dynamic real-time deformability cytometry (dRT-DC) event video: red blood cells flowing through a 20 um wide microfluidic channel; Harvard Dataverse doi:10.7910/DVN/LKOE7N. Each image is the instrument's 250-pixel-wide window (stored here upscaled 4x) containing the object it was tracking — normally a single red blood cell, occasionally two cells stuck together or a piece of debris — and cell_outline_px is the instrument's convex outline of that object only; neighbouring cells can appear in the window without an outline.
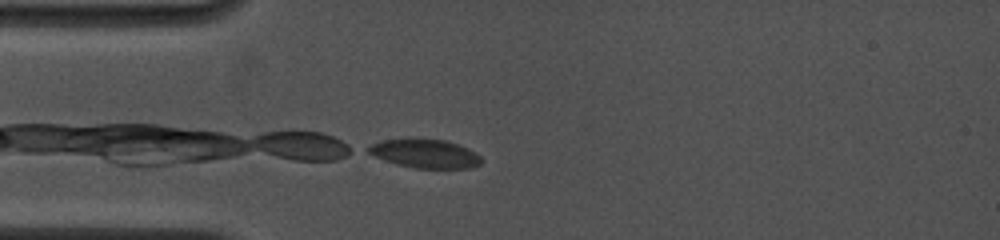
{"species": "common noctule bat (a hibernating species)", "species_latin": "Nyctalus noctula", "temperature_condition": "cold", "stored_images_in_passage": 34, "camera_frame_rate_fps": 4500, "um_per_image_px": 0.085, "animal": {"sex": "female", "body_mass_g": 19.0, "forearm_length_mm": 53.3}, "frame": {"image": 1, "passage_image": 1, "time_ms": 0.0, "image_size_px": [1000, 240], "cell_outline_px": [[480, 164], [472, 168], [416, 168], [396, 164], [384, 160], [368, 152], [364, 148], [372, 144], [384, 140], [408, 136], [444, 140], [468, 148], [476, 152], [480, 156]], "centroid_in_image_um": [36.09, 13.02], "position_along_channel_um": 48.9, "area_um2": 19.31}}
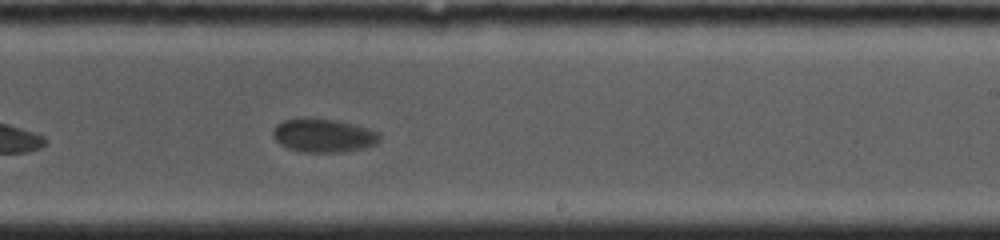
{"frame": {"image": 2, "passage_image": 17, "time_ms": 6.0, "image_size_px": [1000, 240], "cell_outline_px": [[380, 140], [376, 144], [360, 148], [340, 152], [300, 152], [288, 148], [280, 144], [272, 136], [272, 128], [276, 124], [284, 120], [336, 120], [368, 128], [380, 132]], "centroid_in_image_um": [27.49, 11.54], "position_along_channel_um": 261.5, "area_um2": 20.4}}
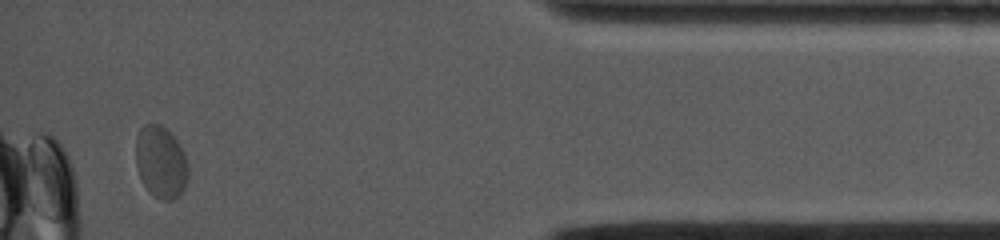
{"frame": {"image": 3, "passage_image": 31, "time_ms": 11.333, "image_size_px": [1000, 240], "cell_outline_px": [[188, 176], [184, 188], [172, 200], [160, 200], [152, 196], [148, 192], [136, 168], [136, 136], [140, 128], [144, 124], [160, 124], [176, 140], [184, 152], [188, 164]], "centroid_in_image_um": [13.65, 13.79], "position_along_channel_um": 421.5, "area_um2": 22.02}, "authors_computed_cell_mechanics": {"area_um2": 21.2993, "velocity_mm_per_s": 3.7002, "shape_relaxation_time_tau1_ms": 2.0484, "shape_relaxation_time_tau2_ms": null, "deformation_change_tau1": 0.0642, "deformation_change_tau2": null}}